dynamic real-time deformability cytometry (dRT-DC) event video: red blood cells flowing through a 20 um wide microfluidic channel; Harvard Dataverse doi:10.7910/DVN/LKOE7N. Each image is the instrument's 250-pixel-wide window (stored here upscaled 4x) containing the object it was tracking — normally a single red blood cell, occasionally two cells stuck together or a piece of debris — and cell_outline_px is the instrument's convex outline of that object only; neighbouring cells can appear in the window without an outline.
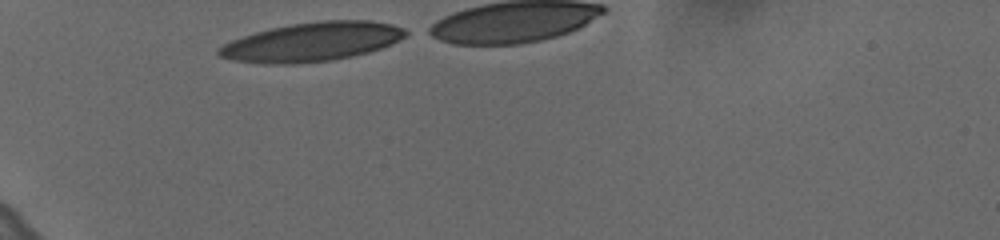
{"species": "human", "species_latin": "Homo sapiens", "temperature_condition": "cold", "stored_images_in_passage": 31, "camera_frame_rate_fps": 3000, "um_per_image_px": 0.085, "donor": {"sex": "female"}, "frame": {"image": 1, "passage_image": 1, "time_ms": 0.0, "image_size_px": [1000, 240], "cell_outline_px": [[412, 32], [400, 40], [392, 44], [368, 52], [352, 56], [332, 60], [292, 64], [264, 64], [232, 60], [220, 56], [216, 52], [216, 48], [232, 40], [256, 32], [272, 28], [292, 24], [320, 20], [368, 20], [392, 24], [404, 28]], "centroid_in_image_um": [26.55, 3.56], "position_along_channel_um": 58.5, "area_um2": 42.54}}
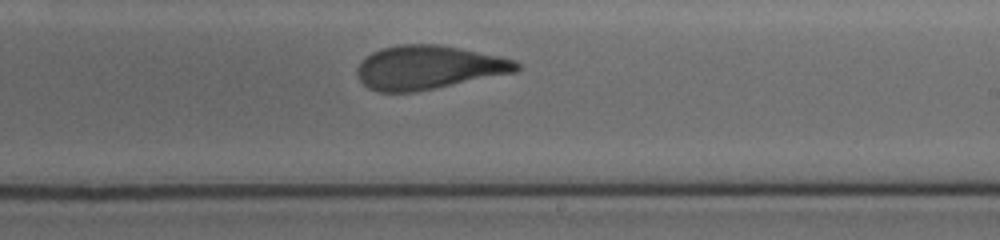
{"frame": {"image": 2, "passage_image": 19, "time_ms": 6.0, "image_size_px": [1000, 240], "cell_outline_px": [[520, 68], [516, 72], [412, 92], [380, 92], [368, 88], [360, 80], [356, 72], [356, 68], [360, 60], [372, 52], [380, 48], [400, 44], [440, 44], [500, 56], [516, 60], [520, 64]], "centroid_in_image_um": [36.39, 5.71], "position_along_channel_um": 252.6, "area_um2": 40.63}}
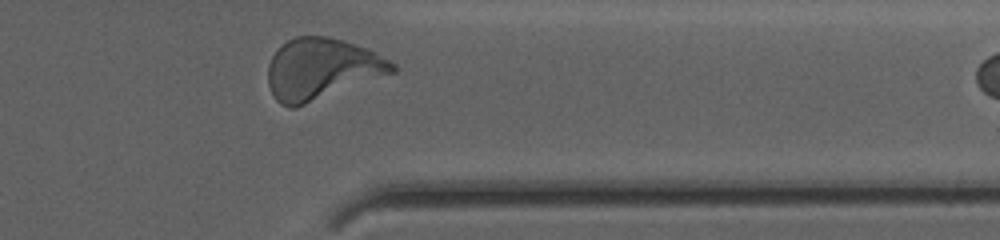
{"frame": {"image": 3, "passage_image": 30, "time_ms": 9.667, "image_size_px": [1000, 240], "cell_outline_px": [[396, 72], [296, 108], [288, 108], [280, 104], [276, 100], [268, 84], [268, 64], [276, 48], [288, 40], [296, 36], [328, 36], [344, 40], [368, 48], [396, 64]], "centroid_in_image_um": [27.34, 5.86], "position_along_channel_um": 384.1, "area_um2": 44.74}, "authors_computed_cell_mechanics": {"area_um2": 41.616, "velocity_mm_per_s": 3.6241, "shape_relaxation_time_tau1_ms": 5.4121, "shape_relaxation_time_tau2_ms": 1.4865, "deformation_change_tau1": 0.2053, "deformation_change_tau2": 0.0967}}